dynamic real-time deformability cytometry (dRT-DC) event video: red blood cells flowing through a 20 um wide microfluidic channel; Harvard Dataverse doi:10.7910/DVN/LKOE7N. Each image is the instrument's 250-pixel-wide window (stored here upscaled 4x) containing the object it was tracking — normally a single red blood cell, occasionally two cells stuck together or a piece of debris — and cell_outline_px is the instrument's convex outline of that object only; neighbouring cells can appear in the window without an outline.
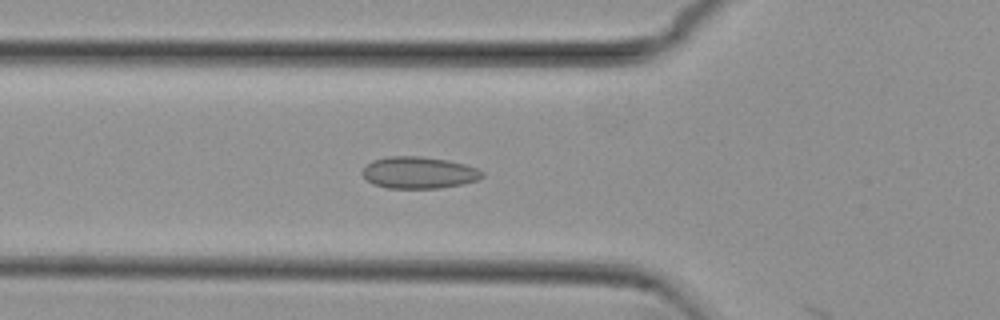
{"species": "common noctule bat (a hibernating species)", "species_latin": "Nyctalus noctula", "temperature_condition": "cold", "stored_images_in_passage": 20, "camera_frame_rate_fps": 3000, "um_per_image_px": 0.085, "animal": {"sex": "female", "body_mass_g": 29.2, "forearm_length_mm": 56.3}, "frame": {"image": 1, "passage_image": 19, "time_ms": 6.0, "image_size_px": [1000, 320], "cell_outline_px": [[484, 176], [476, 180], [464, 184], [440, 188], [388, 188], [372, 184], [360, 172], [372, 160], [388, 156], [420, 156], [448, 160], [464, 164], [476, 168], [484, 172]], "centroid_in_image_um": [35.6, 14.67], "position_along_channel_um": 90.2, "area_um2": 22.25}}